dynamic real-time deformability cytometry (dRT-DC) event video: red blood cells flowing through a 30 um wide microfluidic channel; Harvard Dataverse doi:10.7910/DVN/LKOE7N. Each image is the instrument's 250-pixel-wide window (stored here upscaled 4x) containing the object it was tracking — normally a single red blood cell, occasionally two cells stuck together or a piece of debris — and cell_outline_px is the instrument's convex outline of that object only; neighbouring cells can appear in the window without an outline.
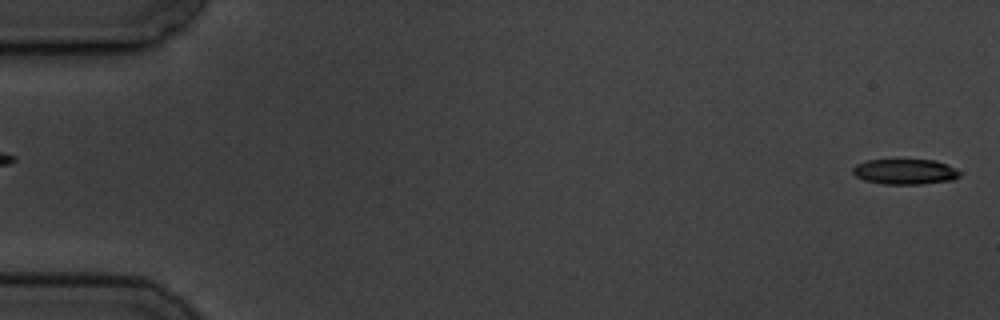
{"species": "common noctule bat (a hibernating species)", "species_latin": "Nyctalus noctula", "temperature_condition": "cold", "stored_images_in_passage": 5, "segment_of_instrument_passage": [2, 2], "camera_frame_rate_fps": 3000, "um_per_image_px": 0.085, "animal": {"sex": "male", "body_mass_g": 19.5, "forearm_length_mm": 54.6}, "frame": {"image": 1, "passage_image": 5, "time_ms": 5.0, "image_size_px": [1000, 320], "cell_outline_px": [[960, 176], [952, 180], [924, 184], [884, 184], [864, 180], [856, 176], [852, 172], [852, 168], [856, 164], [868, 160], [936, 160], [956, 168], [960, 172]], "centroid_in_image_um": [76.93, 14.59], "position_along_channel_um": 8.1, "area_um2": 15.84}}